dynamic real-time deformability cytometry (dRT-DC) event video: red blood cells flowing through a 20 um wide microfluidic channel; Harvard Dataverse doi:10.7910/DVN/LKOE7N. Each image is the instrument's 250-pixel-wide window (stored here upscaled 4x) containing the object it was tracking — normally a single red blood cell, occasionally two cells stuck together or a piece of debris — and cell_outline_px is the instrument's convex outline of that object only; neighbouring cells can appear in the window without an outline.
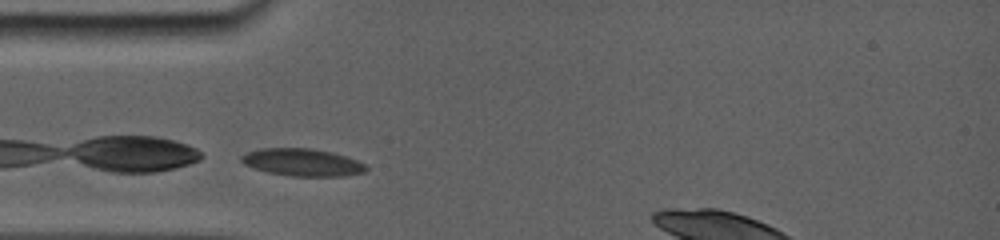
{"species": "common noctule bat (a hibernating species)", "species_latin": "Nyctalus noctula", "temperature_condition": "room temperature", "stored_images_in_passage": 20, "camera_frame_rate_fps": 5000, "um_per_image_px": 0.085, "animal": {"sex": "female", "body_mass_g": 19.0, "forearm_length_mm": 56.7}, "frame": {"image": 1, "passage_image": 1, "time_ms": 0.0, "image_size_px": [1000, 240], "cell_outline_px": [[368, 168], [364, 172], [344, 176], [292, 176], [268, 172], [244, 164], [240, 160], [240, 156], [248, 152], [264, 148], [308, 148], [328, 152], [344, 156], [356, 160], [364, 164]], "centroid_in_image_um": [25.69, 13.8], "position_along_channel_um": 59.3, "area_um2": 19.54}}
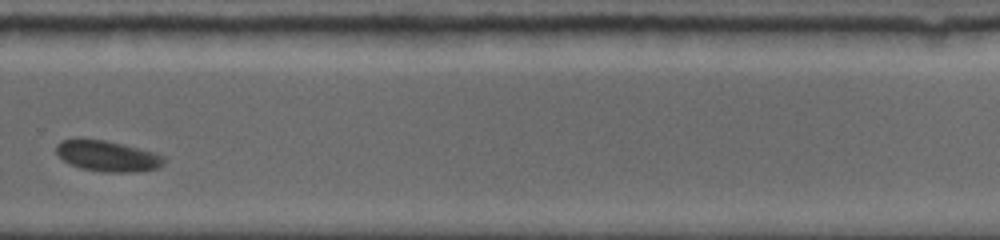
{"frame": {"image": 2, "passage_image": 15, "time_ms": 7.0, "image_size_px": [1000, 240], "cell_outline_px": [[164, 164], [160, 168], [136, 172], [104, 172], [80, 168], [64, 160], [56, 152], [56, 144], [60, 140], [80, 136], [104, 140], [156, 152], [164, 156]], "centroid_in_image_um": [9.12, 13.23], "position_along_channel_um": 320.7, "area_um2": 19.77}}
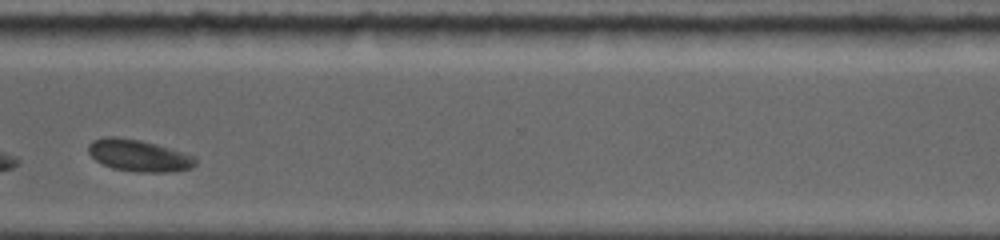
{"frame": {"image": 3, "passage_image": 17, "time_ms": 8.0, "image_size_px": [1000, 240], "cell_outline_px": [[196, 164], [192, 168], [172, 172], [136, 172], [112, 168], [96, 160], [88, 152], [88, 144], [92, 140], [104, 136], [116, 136], [140, 140], [156, 144], [196, 156]], "centroid_in_image_um": [11.8, 13.22], "position_along_channel_um": 358.8, "area_um2": 20.0}, "authors_computed_cell_mechanics": {"area_um2": 19.8254, "velocity_mm_per_s": 3.7536, "shape_relaxation_time_tau1_ms": 1.843, "shape_relaxation_time_tau2_ms": null, "deformation_change_tau1": 0.0856, "deformation_change_tau2": null}}